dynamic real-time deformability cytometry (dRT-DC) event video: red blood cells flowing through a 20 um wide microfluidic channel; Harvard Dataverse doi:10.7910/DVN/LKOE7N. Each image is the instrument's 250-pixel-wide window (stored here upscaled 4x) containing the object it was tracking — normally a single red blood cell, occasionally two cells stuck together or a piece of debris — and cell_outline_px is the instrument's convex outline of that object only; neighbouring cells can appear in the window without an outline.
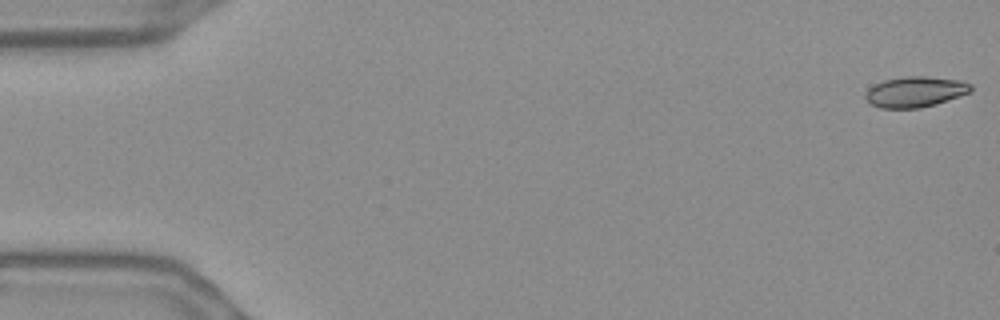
{"species": "Egyptian fruit bat (a non-hibernating species)", "species_latin": "Rousettus aegyptiacus", "temperature_condition": "warm", "stored_images_in_passage": 54, "camera_frame_rate_fps": 3000, "um_per_image_px": 0.085, "frame": {"image": 1, "passage_image": 1, "time_ms": 0.0, "image_size_px": [1000, 320], "cell_outline_px": [[972, 92], [936, 104], [920, 108], [880, 108], [868, 104], [864, 96], [868, 88], [884, 80], [908, 76], [924, 76], [960, 80], [972, 84]], "centroid_in_image_um": [77.79, 7.81], "position_along_channel_um": 7.2, "area_um2": 18.96}}
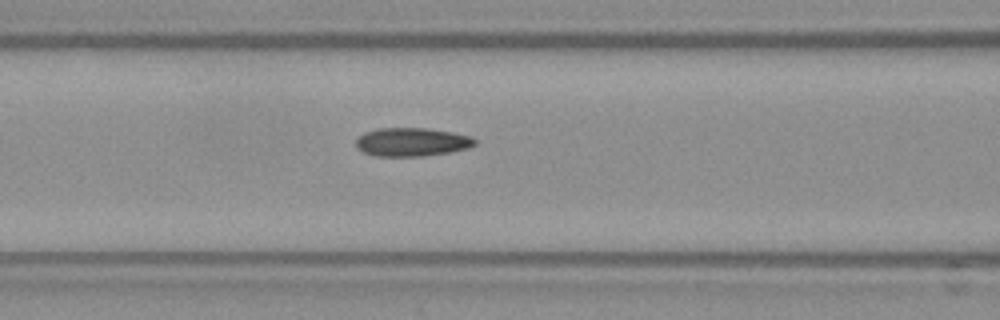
{"frame": {"image": 2, "passage_image": 23, "time_ms": 7.333, "image_size_px": [1000, 320], "cell_outline_px": [[476, 144], [468, 148], [452, 152], [424, 156], [376, 156], [364, 152], [356, 148], [356, 140], [364, 132], [380, 128], [428, 128], [452, 132], [472, 136], [476, 140]], "centroid_in_image_um": [35.03, 12.07], "position_along_channel_um": 131.6, "area_um2": 19.88}}
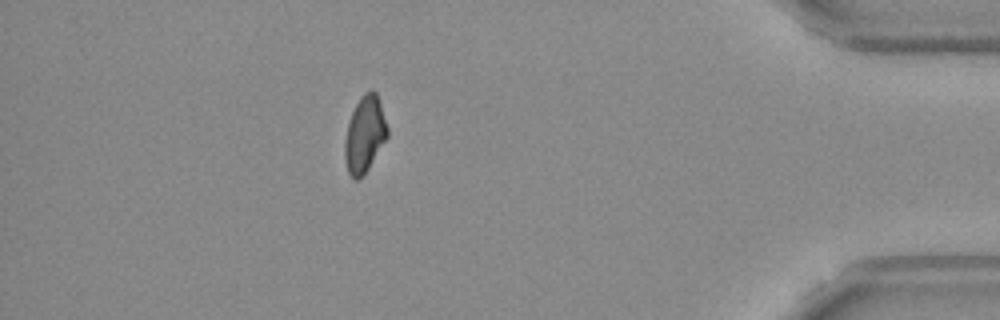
{"frame": {"image": 3, "passage_image": 49, "time_ms": 16.0, "image_size_px": [1000, 320], "cell_outline_px": [[388, 136], [368, 168], [360, 180], [352, 180], [348, 172], [344, 156], [344, 140], [348, 124], [352, 112], [360, 96], [364, 92], [376, 92], [388, 128]], "centroid_in_image_um": [30.98, 11.46], "position_along_channel_um": 404.2, "area_um2": 18.79}, "authors_computed_cell_mechanics": {"area_um2": 19.363, "velocity_mm_per_s": 3.6813, "shape_relaxation_time_tau1_ms": null, "shape_relaxation_time_tau2_ms": 3.0447, "deformation_change_tau1": null, "deformation_change_tau2": 0.0758}}